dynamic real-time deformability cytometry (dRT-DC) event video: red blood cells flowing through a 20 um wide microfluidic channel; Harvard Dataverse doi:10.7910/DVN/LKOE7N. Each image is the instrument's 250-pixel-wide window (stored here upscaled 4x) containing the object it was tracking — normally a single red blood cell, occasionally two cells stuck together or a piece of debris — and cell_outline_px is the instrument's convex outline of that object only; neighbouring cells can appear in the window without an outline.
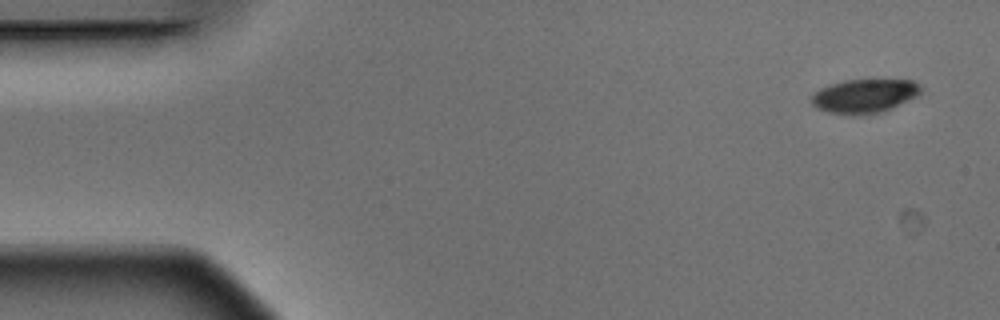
{"species": "Egyptian fruit bat (a non-hibernating species)", "species_latin": "Rousettus aegyptiacus", "temperature_condition": "warm", "stored_images_in_passage": 5, "camera_frame_rate_fps": 3000, "um_per_image_px": 0.085, "animal": {"sex": "male"}, "frame": {"image": 1, "passage_image": 1, "time_ms": 0.0, "image_size_px": [1000, 320], "cell_outline_px": [[924, 88], [916, 96], [884, 112], [828, 112], [816, 108], [812, 104], [812, 92], [820, 88], [844, 80], [912, 80], [920, 84]], "centroid_in_image_um": [73.5, 8.11], "position_along_channel_um": 11.5, "area_um2": 20.98}}
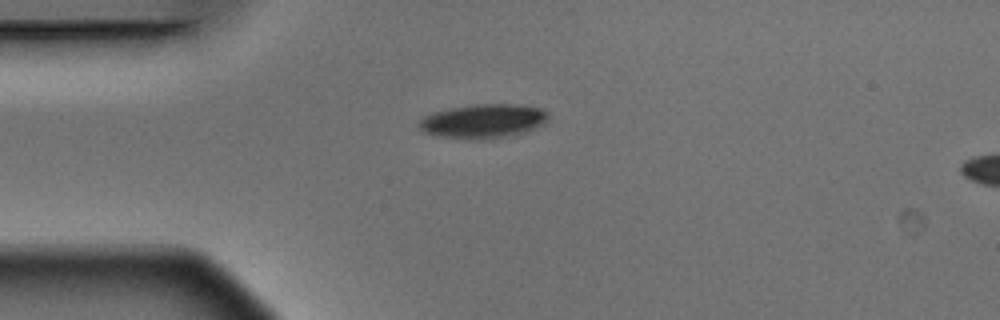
{"frame": {"image": 2, "passage_image": 4, "time_ms": 1.0, "image_size_px": [1000, 320], "cell_outline_px": [[548, 120], [544, 124], [536, 128], [524, 132], [504, 136], [440, 136], [424, 132], [416, 124], [424, 116], [432, 112], [452, 108], [476, 104], [512, 104], [540, 108], [548, 112]], "centroid_in_image_um": [41.1, 10.24], "position_along_channel_um": 43.9, "area_um2": 24.57}}